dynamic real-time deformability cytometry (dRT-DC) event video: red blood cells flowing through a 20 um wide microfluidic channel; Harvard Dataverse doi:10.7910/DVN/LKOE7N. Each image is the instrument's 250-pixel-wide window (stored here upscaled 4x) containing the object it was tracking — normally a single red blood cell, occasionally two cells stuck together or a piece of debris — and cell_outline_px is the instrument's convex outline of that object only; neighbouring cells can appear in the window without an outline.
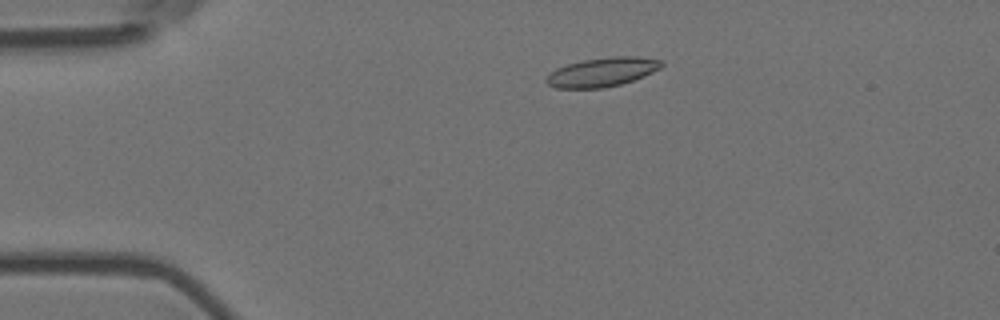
{"species": "Egyptian fruit bat (a non-hibernating species)", "species_latin": "Rousettus aegyptiacus", "temperature_condition": "room temperature", "stored_images_in_passage": 53, "camera_frame_rate_fps": 3000, "um_per_image_px": 0.085, "animal": {"sex": "female"}, "frame": {"image": 1, "passage_image": 9, "time_ms": 2.667, "image_size_px": [1000, 320], "cell_outline_px": [[664, 64], [660, 68], [644, 76], [620, 84], [604, 88], [556, 88], [548, 84], [544, 80], [548, 72], [556, 68], [568, 64], [584, 60], [608, 56], [636, 56], [664, 60]], "centroid_in_image_um": [51.17, 6.12], "position_along_channel_um": 33.8, "area_um2": 19.65}}
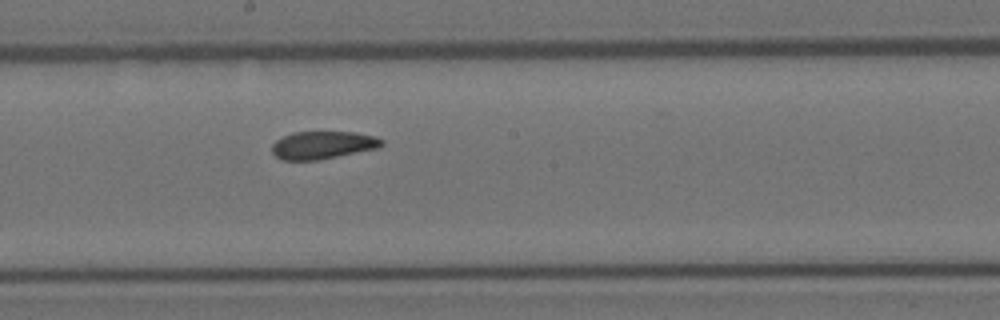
{"frame": {"image": 2, "passage_image": 28, "time_ms": 9.0, "image_size_px": [1000, 320], "cell_outline_px": [[384, 144], [376, 148], [320, 160], [280, 160], [272, 152], [272, 144], [276, 140], [292, 132], [356, 132], [376, 136], [384, 140]], "centroid_in_image_um": [27.43, 12.33], "position_along_channel_um": 220.8, "area_um2": 17.8}}
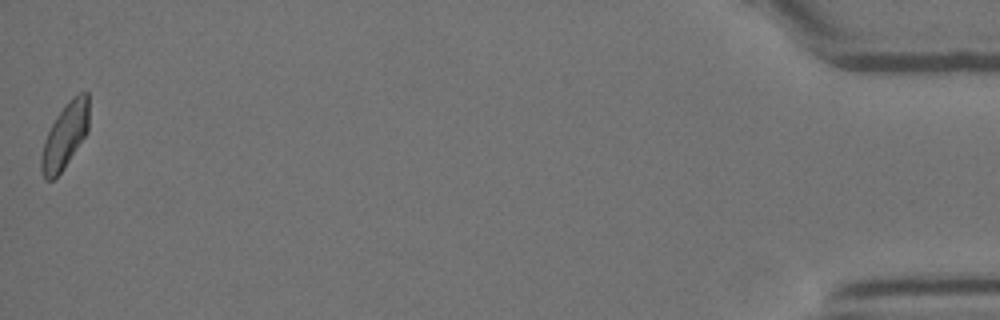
{"frame": {"image": 3, "passage_image": 53, "time_ms": 17.333, "image_size_px": [1000, 320], "cell_outline_px": [[88, 132], [64, 168], [52, 180], [44, 180], [40, 168], [40, 156], [44, 140], [56, 116], [64, 104], [72, 96], [80, 92], [88, 92]], "centroid_in_image_um": [5.51, 11.54], "position_along_channel_um": 429.7, "area_um2": 18.26}, "authors_computed_cell_mechanics": {"area_um2": 18.4382, "velocity_mm_per_s": 3.6457, "shape_relaxation_time_tau1_ms": null, "shape_relaxation_time_tau2_ms": 2.8719, "deformation_change_tau1": null, "deformation_change_tau2": 0.0895}}